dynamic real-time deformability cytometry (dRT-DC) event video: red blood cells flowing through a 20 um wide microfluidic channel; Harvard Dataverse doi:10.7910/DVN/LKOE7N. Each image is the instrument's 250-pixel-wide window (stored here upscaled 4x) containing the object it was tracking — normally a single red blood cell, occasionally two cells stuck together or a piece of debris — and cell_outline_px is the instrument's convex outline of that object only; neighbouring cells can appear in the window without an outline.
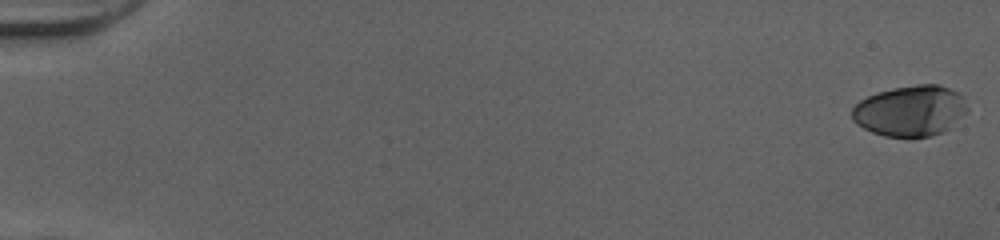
{"species": "human", "species_latin": "Homo sapiens", "temperature_condition": "cold", "stored_images_in_passage": 52, "camera_frame_rate_fps": 3000, "um_per_image_px": 0.085, "donor": {"sex": "female"}, "frame": {"image": 1, "passage_image": 1, "time_ms": 0.0, "image_size_px": [1000, 240], "cell_outline_px": [[968, 112], [952, 128], [944, 132], [932, 136], [884, 136], [872, 132], [856, 124], [852, 120], [852, 108], [860, 100], [876, 92], [892, 88], [916, 84], [940, 84], [960, 92], [964, 96], [968, 108]], "centroid_in_image_um": [77.43, 9.4], "position_along_channel_um": 7.6, "area_um2": 34.74}}
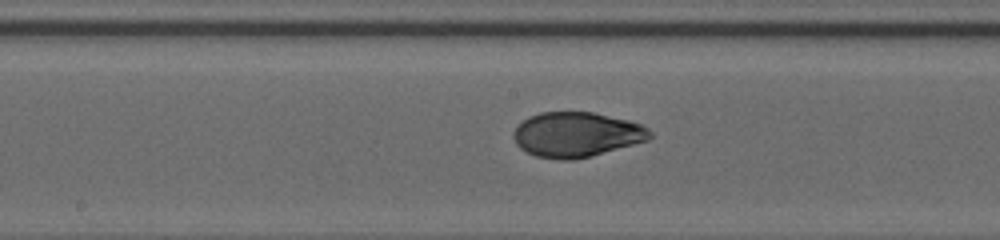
{"frame": {"image": 2, "passage_image": 29, "time_ms": 9.333, "image_size_px": [1000, 240], "cell_outline_px": [[652, 136], [648, 140], [588, 156], [572, 160], [560, 160], [536, 156], [520, 148], [516, 144], [512, 136], [512, 132], [528, 116], [540, 112], [592, 112], [628, 120], [640, 124], [648, 128], [652, 132]], "centroid_in_image_um": [48.98, 11.43], "position_along_channel_um": 199.2, "area_um2": 35.43}}
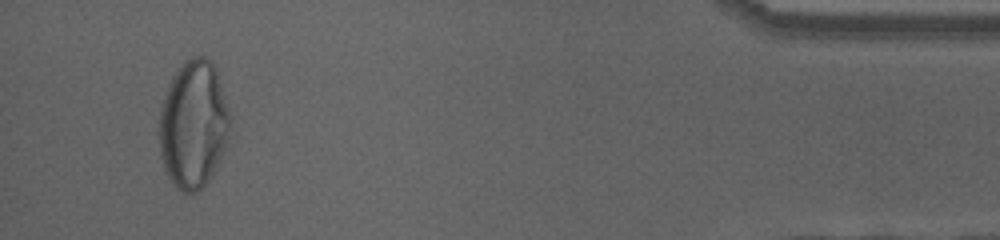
{"frame": {"image": 3, "passage_image": 50, "time_ms": 16.333, "image_size_px": [1000, 240], "cell_outline_px": [[232, 120], [228, 140], [220, 160], [212, 176], [196, 192], [184, 192], [176, 188], [172, 184], [164, 168], [160, 156], [160, 104], [168, 84], [172, 76], [184, 60], [192, 56], [208, 56], [212, 60], [216, 68], [232, 116]], "centroid_in_image_um": [16.46, 10.54], "position_along_channel_um": 418.7, "area_um2": 53.64}, "authors_computed_cell_mechanics": {"area_um2": 35.4892, "velocity_mm_per_s": 4.0278, "shape_relaxation_time_tau1_ms": 5.1771, "shape_relaxation_time_tau2_ms": null, "deformation_change_tau1": 0.2017, "deformation_change_tau2": null}}